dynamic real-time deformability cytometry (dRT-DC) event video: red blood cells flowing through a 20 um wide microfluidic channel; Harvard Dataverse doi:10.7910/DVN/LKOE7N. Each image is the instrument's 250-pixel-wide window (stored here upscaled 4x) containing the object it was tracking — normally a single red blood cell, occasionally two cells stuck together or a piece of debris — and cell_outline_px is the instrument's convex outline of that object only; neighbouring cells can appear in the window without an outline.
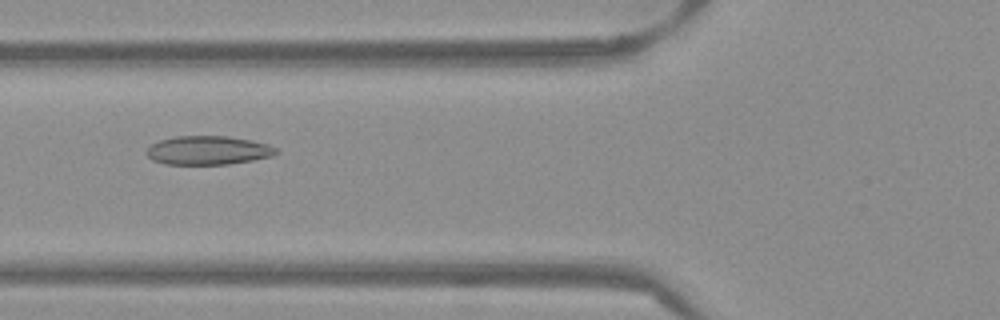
{"species": "Egyptian fruit bat (a non-hibernating species)", "species_latin": "Rousettus aegyptiacus", "temperature_condition": "warm", "stored_images_in_passage": 52, "camera_frame_rate_fps": 3000, "um_per_image_px": 0.085, "frame": {"image": 1, "passage_image": 20, "time_ms": 6.333, "image_size_px": [1000, 320], "cell_outline_px": [[280, 152], [272, 156], [252, 160], [228, 164], [164, 164], [152, 160], [144, 152], [152, 144], [160, 140], [176, 136], [228, 136], [252, 140], [268, 144], [276, 148]], "centroid_in_image_um": [17.69, 12.77], "position_along_channel_um": 108.1, "area_um2": 21.79}}
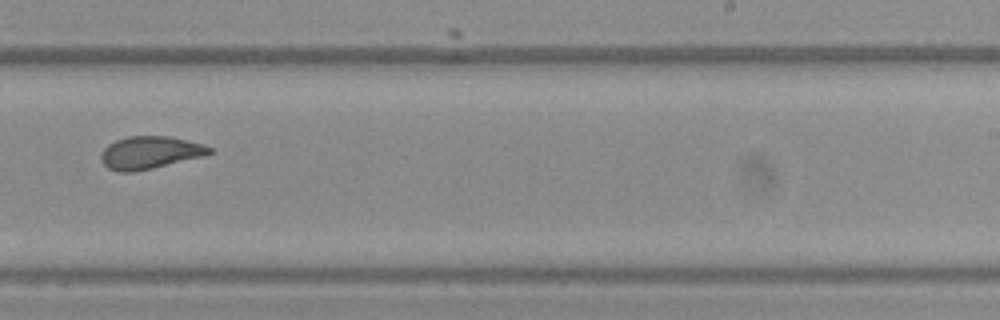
{"frame": {"image": 2, "passage_image": 33, "time_ms": 10.667, "image_size_px": [1000, 320], "cell_outline_px": [[212, 152], [208, 156], [152, 168], [132, 172], [120, 172], [108, 168], [100, 160], [100, 156], [104, 148], [108, 144], [116, 140], [128, 136], [168, 136], [204, 144], [212, 148]], "centroid_in_image_um": [12.77, 12.97], "position_along_channel_um": 276.2, "area_um2": 20.75}}
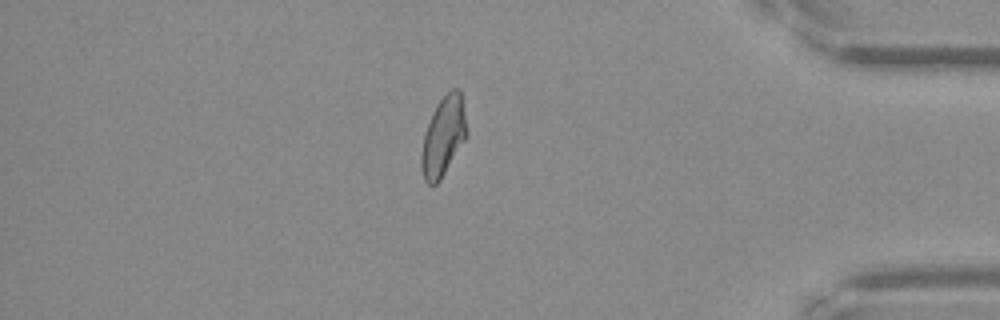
{"frame": {"image": 3, "passage_image": 45, "time_ms": 14.667, "image_size_px": [1000, 320], "cell_outline_px": [[468, 136], [440, 180], [436, 184], [428, 184], [424, 180], [420, 168], [420, 156], [424, 132], [432, 112], [436, 104], [452, 88], [460, 88], [468, 132]], "centroid_in_image_um": [37.68, 11.6], "position_along_channel_um": 397.5, "area_um2": 21.27}, "authors_computed_cell_mechanics": {"area_um2": 21.4149, "velocity_mm_per_s": 3.8756, "shape_relaxation_time_tau1_ms": 10.9309, "shape_relaxation_time_tau2_ms": 1.6596, "deformation_change_tau1": 0.2399, "deformation_change_tau2": 0.0787}}